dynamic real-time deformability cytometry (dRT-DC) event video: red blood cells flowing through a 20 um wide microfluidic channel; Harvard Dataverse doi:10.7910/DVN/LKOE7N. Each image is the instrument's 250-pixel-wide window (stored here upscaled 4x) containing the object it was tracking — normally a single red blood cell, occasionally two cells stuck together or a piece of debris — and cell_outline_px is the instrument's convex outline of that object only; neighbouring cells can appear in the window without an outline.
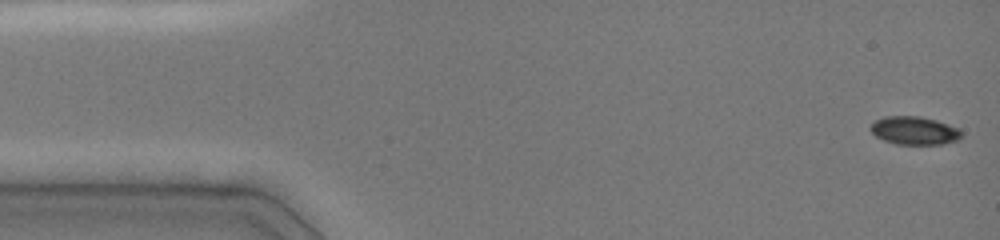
{"species": "common noctule bat (a hibernating species)", "species_latin": "Nyctalus noctula", "temperature_condition": "cold", "stored_images_in_passage": 68, "camera_frame_rate_fps": 3000, "um_per_image_px": 0.085, "animal": {"sex": "female", "body_mass_g": 19.0, "forearm_length_mm": 51.5}, "frame": {"image": 1, "passage_image": 1, "time_ms": 0.0, "image_size_px": [1000, 240], "cell_outline_px": [[960, 140], [944, 144], [896, 144], [884, 140], [876, 136], [868, 128], [876, 120], [884, 116], [920, 116], [936, 120], [960, 128]], "centroid_in_image_um": [77.73, 11.1], "position_along_channel_um": 7.3, "area_um2": 14.97}}
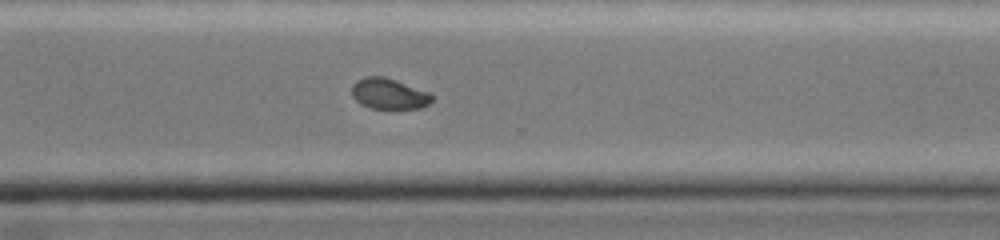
{"frame": {"image": 2, "passage_image": 48, "time_ms": 11.0, "image_size_px": [1000, 240], "cell_outline_px": [[436, 96], [428, 104], [420, 108], [368, 108], [360, 104], [352, 96], [352, 84], [356, 80], [368, 76], [384, 76], [432, 92]], "centroid_in_image_um": [33.09, 7.96], "position_along_channel_um": 337.5, "area_um2": 14.62}}
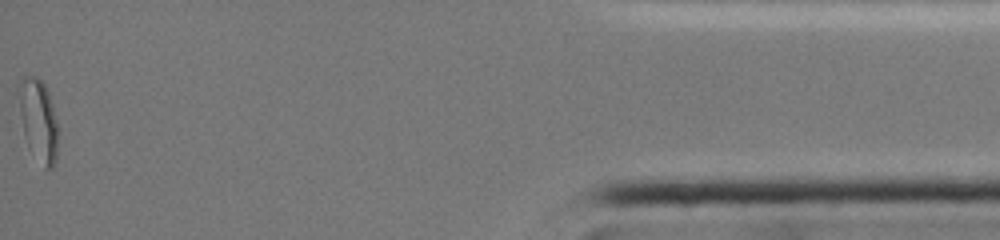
{"frame": {"image": 3, "passage_image": 67, "time_ms": 15.333, "image_size_px": [1000, 240], "cell_outline_px": [[56, 160], [52, 168], [44, 168], [28, 144], [24, 136], [20, 108], [20, 100], [24, 76], [36, 76], [44, 84], [48, 92], [52, 104], [56, 120]], "centroid_in_image_um": [3.29, 10.25], "position_along_channel_um": 431.9, "area_um2": 17.69}, "authors_computed_cell_mechanics": {"area_um2": 15.8372, "velocity_mm_per_s": 4.0686, "shape_relaxation_time_tau1_ms": 3.62, "shape_relaxation_time_tau2_ms": 2.0435, "deformation_change_tau1": 0.1263, "deformation_change_tau2": 0.0375}}